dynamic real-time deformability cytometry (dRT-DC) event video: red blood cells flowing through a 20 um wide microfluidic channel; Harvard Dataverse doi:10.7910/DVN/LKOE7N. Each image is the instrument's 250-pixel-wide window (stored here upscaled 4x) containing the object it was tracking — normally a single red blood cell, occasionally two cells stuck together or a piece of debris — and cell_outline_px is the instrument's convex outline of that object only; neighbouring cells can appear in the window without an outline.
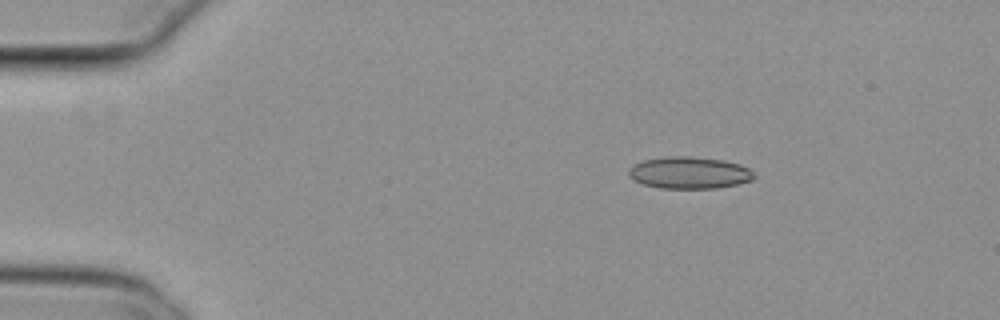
{"species": "common noctule bat (a hibernating species)", "species_latin": "Nyctalus noctula", "temperature_condition": "cold", "stored_images_in_passage": 46, "camera_frame_rate_fps": 3000, "um_per_image_px": 0.085, "animal": {"sex": "female", "body_mass_g": 29.2, "forearm_length_mm": 56.3}, "frame": {"image": 1, "passage_image": 1, "time_ms": 0.0, "image_size_px": [1000, 320], "cell_outline_px": [[756, 176], [752, 180], [736, 184], [716, 188], [660, 188], [644, 184], [632, 180], [628, 176], [628, 168], [632, 164], [644, 160], [664, 156], [692, 156], [724, 160], [740, 164], [748, 168]], "centroid_in_image_um": [58.55, 14.67], "position_along_channel_um": 26.5, "area_um2": 23.52}}
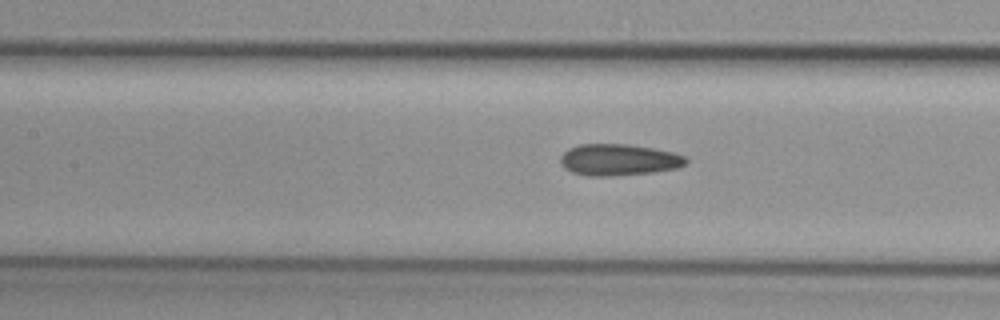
{"frame": {"image": 2, "passage_image": 17, "time_ms": 5.333, "image_size_px": [1000, 320], "cell_outline_px": [[688, 164], [680, 168], [652, 172], [612, 176], [588, 176], [572, 172], [564, 168], [560, 164], [560, 156], [568, 148], [580, 144], [628, 144], [676, 152], [684, 156], [688, 160]], "centroid_in_image_um": [52.61, 13.58], "position_along_channel_um": 154.8, "area_um2": 23.35}}
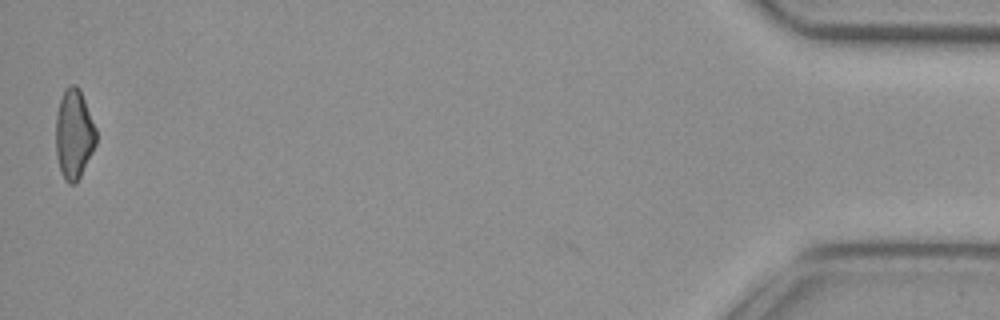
{"frame": {"image": 3, "passage_image": 46, "time_ms": 15.0, "image_size_px": [1000, 320], "cell_outline_px": [[96, 144], [76, 184], [68, 184], [64, 180], [60, 172], [56, 156], [56, 116], [60, 100], [64, 88], [72, 84], [76, 84], [80, 88], [96, 128]], "centroid_in_image_um": [6.28, 11.4], "position_along_channel_um": 428.9, "area_um2": 21.21}, "authors_computed_cell_mechanics": {"area_um2": 22.5998, "velocity_mm_per_s": 3.8097, "shape_relaxation_time_tau1_ms": null, "shape_relaxation_time_tau2_ms": 4.0831, "deformation_change_tau1": null, "deformation_change_tau2": 0.1257}}